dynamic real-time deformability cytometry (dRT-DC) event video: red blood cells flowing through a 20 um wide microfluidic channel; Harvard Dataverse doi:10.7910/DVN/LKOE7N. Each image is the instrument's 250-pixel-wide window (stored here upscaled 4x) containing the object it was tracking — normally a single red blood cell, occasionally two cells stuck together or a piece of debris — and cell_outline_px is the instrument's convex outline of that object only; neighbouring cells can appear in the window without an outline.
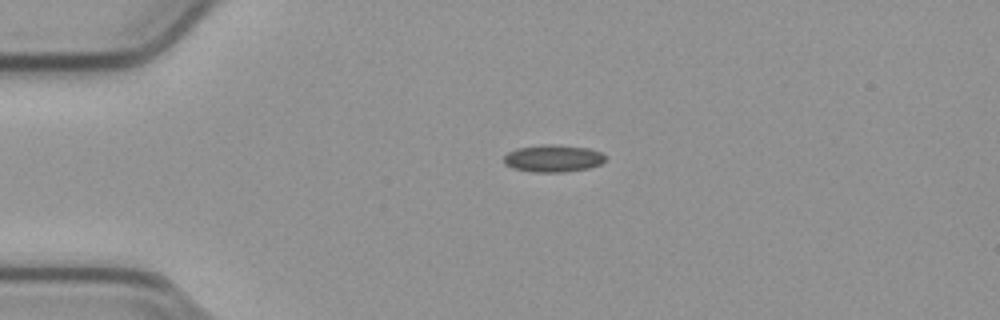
{"species": "common noctule bat (a hibernating species)", "species_latin": "Nyctalus noctula", "temperature_condition": "cold", "stored_images_in_passage": 43, "camera_frame_rate_fps": 3000, "um_per_image_px": 0.085, "animal": {"sex": "male", "body_mass_g": 23.1, "forearm_length_mm": 52.7}, "frame": {"image": 1, "passage_image": 1, "time_ms": 0.0, "image_size_px": [1000, 320], "cell_outline_px": [[604, 160], [600, 164], [588, 168], [564, 172], [532, 172], [512, 168], [504, 164], [504, 156], [508, 152], [516, 148], [544, 144], [556, 144], [588, 148], [600, 152], [604, 156]], "centroid_in_image_um": [46.97, 13.46], "position_along_channel_um": 38.0, "area_um2": 16.13}}
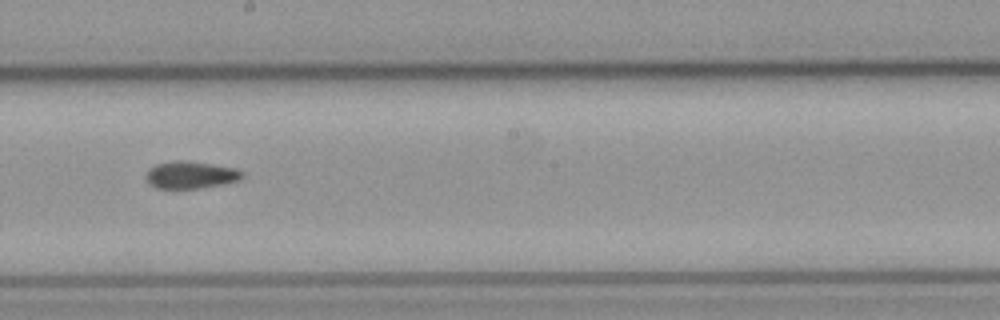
{"frame": {"image": 2, "passage_image": 19, "time_ms": 6.0, "image_size_px": [1000, 320], "cell_outline_px": [[244, 176], [240, 180], [220, 184], [196, 188], [156, 188], [144, 176], [148, 168], [156, 164], [172, 160], [184, 160], [236, 168], [244, 172]], "centroid_in_image_um": [16.19, 14.85], "position_along_channel_um": 232.0, "area_um2": 15.2}}
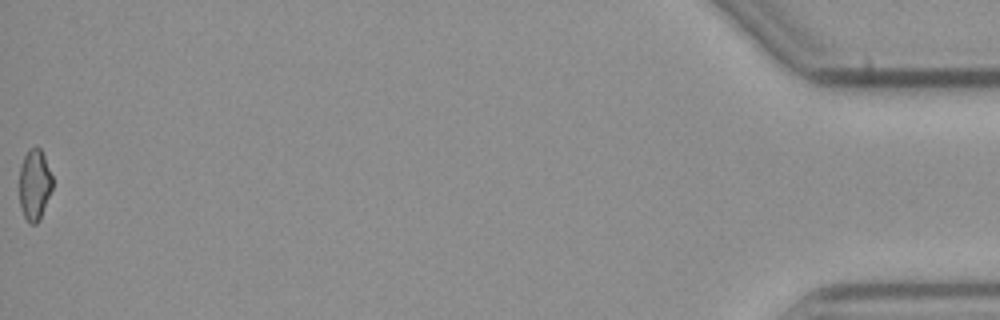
{"frame": {"image": 3, "passage_image": 43, "time_ms": 14.0, "image_size_px": [1000, 320], "cell_outline_px": [[52, 188], [40, 216], [36, 224], [28, 224], [24, 216], [20, 204], [20, 168], [24, 156], [28, 148], [36, 144], [40, 148], [44, 156], [52, 176]], "centroid_in_image_um": [2.92, 15.64], "position_along_channel_um": 432.3, "area_um2": 13.53}, "authors_computed_cell_mechanics": {"area_um2": 14.9124, "velocity_mm_per_s": 3.8045, "shape_relaxation_time_tau1_ms": null, "shape_relaxation_time_tau2_ms": 7.2415, "deformation_change_tau1": null, "deformation_change_tau2": 0.1096}}